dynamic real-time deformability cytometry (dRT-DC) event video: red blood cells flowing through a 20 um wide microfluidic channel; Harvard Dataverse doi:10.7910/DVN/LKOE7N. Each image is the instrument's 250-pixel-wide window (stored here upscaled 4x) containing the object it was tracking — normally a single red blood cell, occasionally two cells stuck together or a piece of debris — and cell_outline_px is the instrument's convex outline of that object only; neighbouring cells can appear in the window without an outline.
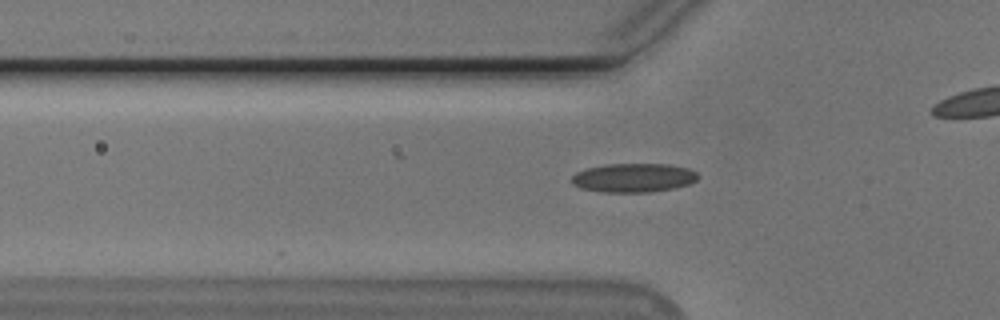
{"species": "Egyptian fruit bat (a non-hibernating species)", "species_latin": "Rousettus aegyptiacus", "temperature_condition": "cold", "stored_images_in_passage": 42, "camera_frame_rate_fps": 3000, "um_per_image_px": 0.085, "animal": {"sex": "male"}, "frame": {"image": 1, "passage_image": 5, "time_ms": 1.333, "image_size_px": [1000, 320], "cell_outline_px": [[696, 180], [688, 184], [672, 188], [648, 192], [600, 192], [580, 188], [572, 184], [572, 176], [576, 172], [584, 168], [604, 164], [668, 164], [688, 168], [696, 172]], "centroid_in_image_um": [53.78, 15.1], "position_along_channel_um": 72.0, "area_um2": 21.27}}
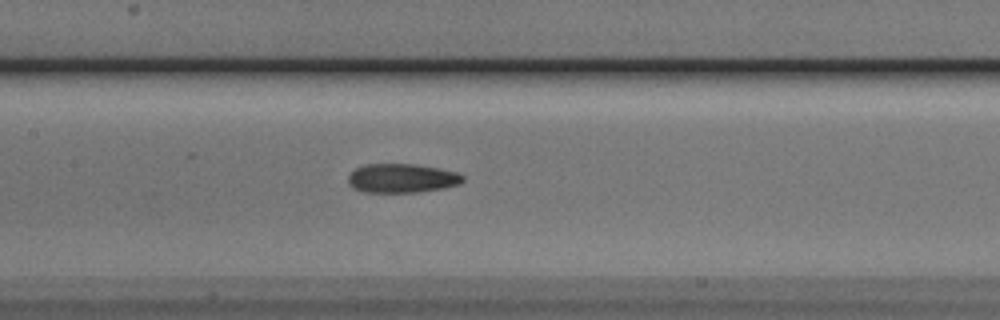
{"frame": {"image": 2, "passage_image": 13, "time_ms": 4.0, "image_size_px": [1000, 320], "cell_outline_px": [[464, 180], [460, 184], [444, 188], [416, 192], [364, 192], [348, 184], [348, 176], [356, 168], [364, 164], [416, 164], [440, 168], [456, 172], [464, 176]], "centroid_in_image_um": [34.18, 15.14], "position_along_channel_um": 173.2, "area_um2": 19.42}}
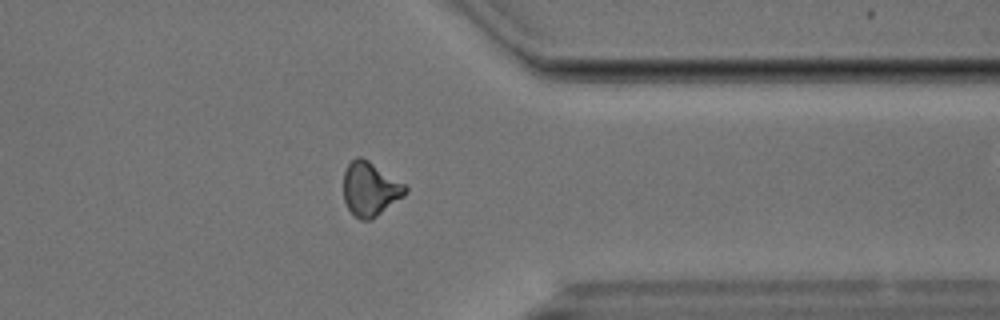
{"frame": {"image": 3, "passage_image": 30, "time_ms": 9.667, "image_size_px": [1000, 320], "cell_outline_px": [[408, 192], [404, 196], [372, 220], [360, 220], [348, 208], [344, 200], [344, 172], [348, 164], [356, 156], [360, 156], [368, 160], [404, 184], [408, 188]], "centroid_in_image_um": [31.46, 16.07], "position_along_channel_um": 379.9, "area_um2": 19.36}, "authors_computed_cell_mechanics": {"area_um2": 19.1318, "velocity_mm_per_s": 3.7773, "shape_relaxation_time_tau1_ms": null, "shape_relaxation_time_tau2_ms": 6.0431, "deformation_change_tau1": null, "deformation_change_tau2": 0.1372}}